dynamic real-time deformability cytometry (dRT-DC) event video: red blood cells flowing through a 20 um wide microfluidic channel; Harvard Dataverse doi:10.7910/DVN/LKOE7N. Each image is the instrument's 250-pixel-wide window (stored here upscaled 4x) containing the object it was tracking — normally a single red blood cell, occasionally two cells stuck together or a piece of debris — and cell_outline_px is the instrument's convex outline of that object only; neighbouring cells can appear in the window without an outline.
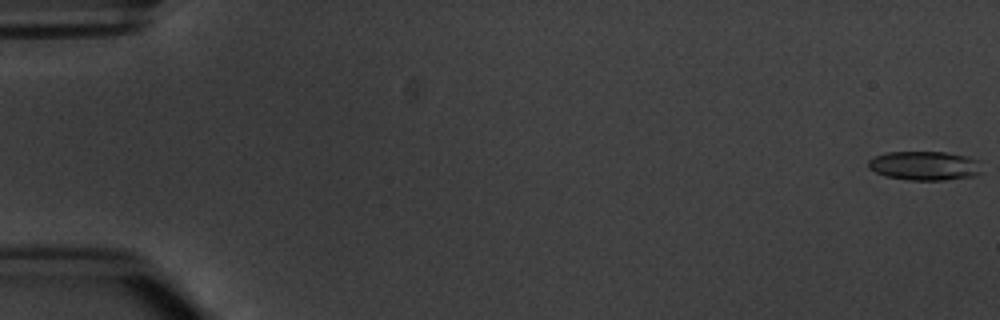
{"species": "common noctule bat (a hibernating species)", "species_latin": "Nyctalus noctula", "temperature_condition": "warm", "stored_images_in_passage": 5, "camera_frame_rate_fps": 3000, "um_per_image_px": 0.085, "animal": {"sex": "male", "body_mass_g": 20.1, "forearm_length_mm": 53.5}, "frame": {"image": 1, "passage_image": 1, "time_ms": 0.0, "image_size_px": [1000, 320], "cell_outline_px": [[984, 172], [976, 176], [944, 180], [908, 180], [884, 176], [868, 168], [868, 160], [876, 156], [888, 152], [944, 152], [968, 156], [976, 160]], "centroid_in_image_um": [78.61, 14.09], "position_along_channel_um": 6.4, "area_um2": 19.36}}